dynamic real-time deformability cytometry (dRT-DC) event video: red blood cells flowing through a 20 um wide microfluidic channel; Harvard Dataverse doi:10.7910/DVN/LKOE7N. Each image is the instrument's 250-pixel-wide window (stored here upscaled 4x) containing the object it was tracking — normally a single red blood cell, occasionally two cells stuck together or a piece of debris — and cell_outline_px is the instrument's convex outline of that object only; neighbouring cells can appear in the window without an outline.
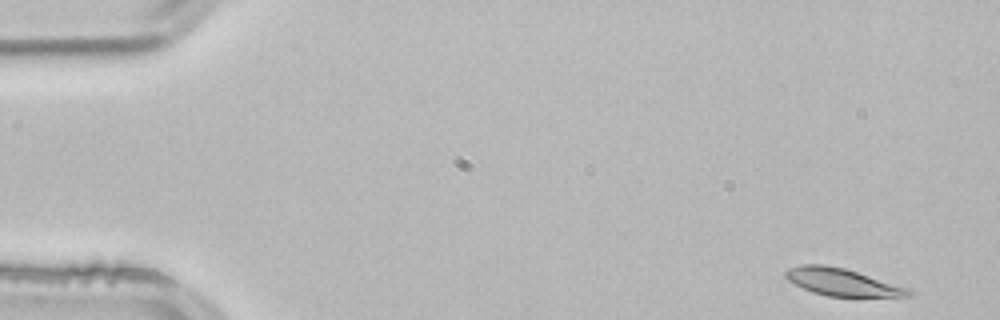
{"species": "common noctule bat (a hibernating species)", "species_latin": "Nyctalus noctula", "temperature_condition": "room temperature", "stored_images_in_passage": 4, "camera_frame_rate_fps": 3000, "um_per_image_px": 0.085, "animal": {"sex": "male", "body_mass_g": 21.5, "forearm_length_mm": 52.0}, "frame": {"image": 1, "passage_image": 1, "time_ms": 0.0, "image_size_px": [1000, 320], "cell_outline_px": [[912, 296], [828, 296], [812, 292], [788, 280], [784, 276], [784, 272], [788, 268], [804, 264], [824, 264], [844, 268], [912, 288]], "centroid_in_image_um": [71.61, 23.97], "position_along_channel_um": 13.4, "area_um2": 19.54}}
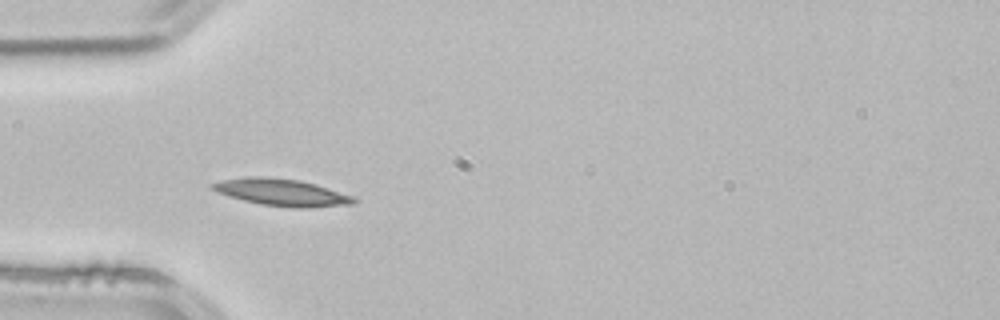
{"frame": {"image": 2, "passage_image": 3, "time_ms": 0.667, "image_size_px": [1000, 320], "cell_outline_px": [[360, 200], [356, 204], [308, 208], [292, 208], [260, 204], [228, 196], [216, 192], [208, 184], [220, 180], [248, 176], [260, 176], [300, 180], [316, 184], [352, 196]], "centroid_in_image_um": [23.95, 16.35], "position_along_channel_um": 61.1, "area_um2": 22.48}}